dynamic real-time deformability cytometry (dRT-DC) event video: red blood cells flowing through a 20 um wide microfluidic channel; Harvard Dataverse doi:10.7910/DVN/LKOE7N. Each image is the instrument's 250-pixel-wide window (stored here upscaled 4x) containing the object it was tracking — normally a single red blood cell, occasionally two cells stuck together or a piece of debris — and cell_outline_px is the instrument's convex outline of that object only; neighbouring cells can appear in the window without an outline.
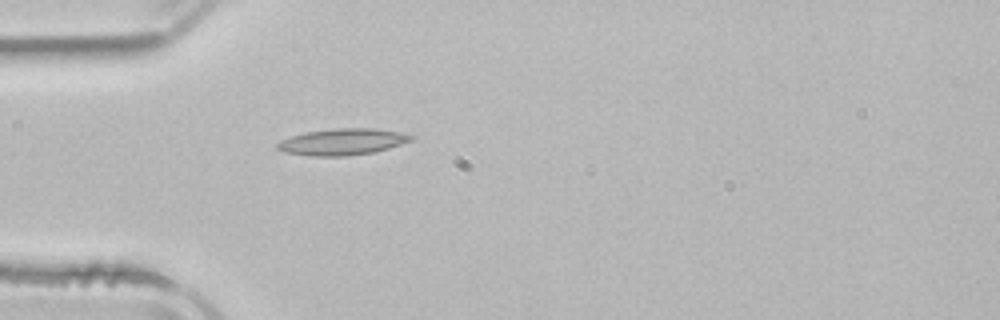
{"species": "common noctule bat (a hibernating species)", "species_latin": "Nyctalus noctula", "temperature_condition": "room temperature", "stored_images_in_passage": 4, "camera_frame_rate_fps": 3000, "um_per_image_px": 0.085, "animal": {"sex": "male", "body_mass_g": 21.5, "forearm_length_mm": 52.0}, "frame": {"image": 1, "passage_image": 4, "time_ms": 4.333, "image_size_px": [1000, 320], "cell_outline_px": [[416, 136], [412, 140], [388, 148], [372, 152], [348, 156], [312, 156], [284, 152], [276, 148], [276, 144], [280, 140], [304, 132], [332, 128], [372, 128], [400, 132]], "centroid_in_image_um": [29.08, 12.05], "position_along_channel_um": 55.9, "area_um2": 20.63}}